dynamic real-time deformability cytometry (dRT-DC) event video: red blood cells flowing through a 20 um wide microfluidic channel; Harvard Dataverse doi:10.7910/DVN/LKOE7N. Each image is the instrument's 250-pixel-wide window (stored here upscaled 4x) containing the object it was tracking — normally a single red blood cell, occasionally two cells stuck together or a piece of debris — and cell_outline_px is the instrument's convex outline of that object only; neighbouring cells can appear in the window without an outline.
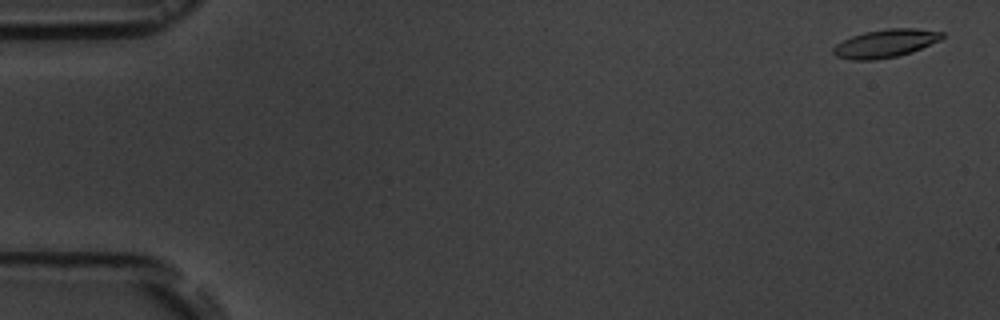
{"species": "common noctule bat (a hibernating species)", "species_latin": "Nyctalus noctula", "temperature_condition": "room temperature", "stored_images_in_passage": 3, "camera_frame_rate_fps": 3000, "um_per_image_px": 0.085, "animal": {"sex": "male", "body_mass_g": 19.5, "forearm_length_mm": 54.6}, "frame": {"image": 1, "passage_image": 1, "time_ms": 0.0, "image_size_px": [1000, 320], "cell_outline_px": [[944, 36], [940, 40], [912, 52], [896, 56], [876, 60], [852, 60], [836, 56], [832, 52], [832, 48], [836, 44], [852, 36], [864, 32], [888, 28], [916, 28], [944, 32]], "centroid_in_image_um": [75.26, 3.69], "position_along_channel_um": 9.7, "area_um2": 17.86}}
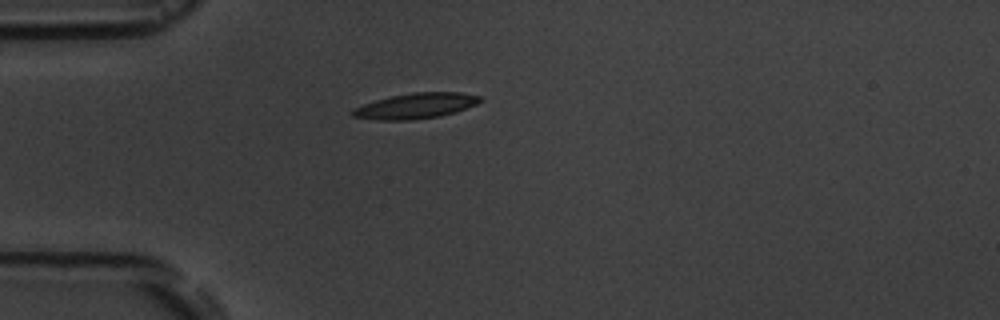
{"frame": {"image": 2, "passage_image": 3, "time_ms": 4.667, "image_size_px": [1000, 320], "cell_outline_px": [[484, 100], [476, 104], [456, 112], [440, 116], [412, 120], [380, 120], [352, 116], [352, 112], [356, 108], [364, 104], [376, 100], [392, 96], [412, 92], [460, 92], [480, 96]], "centroid_in_image_um": [35.4, 8.99], "position_along_channel_um": 49.6, "area_um2": 18.79}}